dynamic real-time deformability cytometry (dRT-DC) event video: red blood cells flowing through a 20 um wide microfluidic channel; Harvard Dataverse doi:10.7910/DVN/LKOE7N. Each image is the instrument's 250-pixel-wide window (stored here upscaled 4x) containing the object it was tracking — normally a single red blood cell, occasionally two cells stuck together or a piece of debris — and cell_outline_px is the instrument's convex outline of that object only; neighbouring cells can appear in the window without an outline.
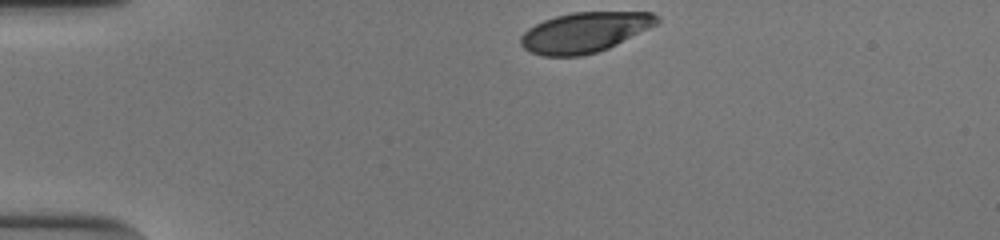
{"species": "human", "species_latin": "Homo sapiens", "temperature_condition": "cold", "stored_images_in_passage": 34, "camera_frame_rate_fps": 3000, "um_per_image_px": 0.085, "donor": {"sex": "male"}, "frame": {"image": 1, "passage_image": 1, "time_ms": 0.0, "image_size_px": [1000, 240], "cell_outline_px": [[660, 20], [656, 24], [608, 48], [596, 52], [580, 56], [540, 56], [524, 48], [520, 44], [520, 36], [528, 28], [544, 20], [556, 16], [572, 12], [652, 12], [660, 16]], "centroid_in_image_um": [49.67, 2.74], "position_along_channel_um": 35.3, "area_um2": 31.67}}
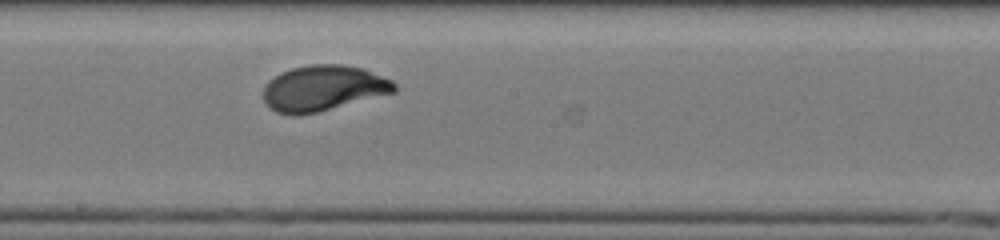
{"frame": {"image": 2, "passage_image": 20, "time_ms": 6.333, "image_size_px": [1000, 240], "cell_outline_px": [[396, 92], [320, 112], [300, 116], [292, 116], [276, 112], [268, 108], [264, 100], [264, 88], [268, 80], [280, 72], [292, 68], [312, 64], [344, 64], [364, 68], [392, 80], [396, 84]], "centroid_in_image_um": [27.47, 7.51], "position_along_channel_um": 220.7, "area_um2": 35.43}}
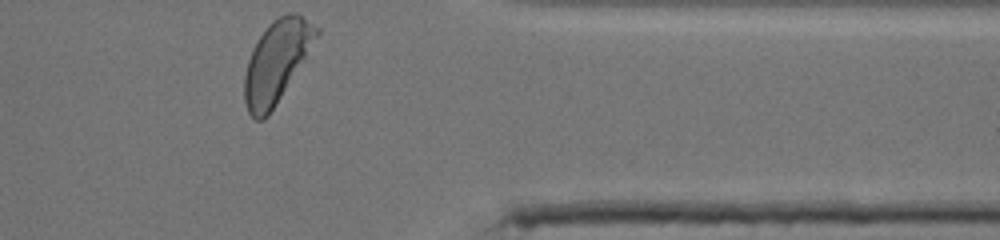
{"frame": {"image": 3, "passage_image": 34, "time_ms": 11.0, "image_size_px": [1000, 240], "cell_outline_px": [[320, 32], [304, 60], [268, 116], [264, 120], [256, 120], [248, 112], [244, 100], [244, 76], [248, 60], [260, 36], [268, 24], [272, 20], [288, 12], [296, 12], [320, 28]], "centroid_in_image_um": [23.51, 5.22], "position_along_channel_um": 387.9, "area_um2": 33.81}, "authors_computed_cell_mechanics": {"area_um2": 33.9575, "velocity_mm_per_s": 3.824, "shape_relaxation_time_tau1_ms": 3.0341, "shape_relaxation_time_tau2_ms": null, "deformation_change_tau1": 0.1731, "deformation_change_tau2": null}}